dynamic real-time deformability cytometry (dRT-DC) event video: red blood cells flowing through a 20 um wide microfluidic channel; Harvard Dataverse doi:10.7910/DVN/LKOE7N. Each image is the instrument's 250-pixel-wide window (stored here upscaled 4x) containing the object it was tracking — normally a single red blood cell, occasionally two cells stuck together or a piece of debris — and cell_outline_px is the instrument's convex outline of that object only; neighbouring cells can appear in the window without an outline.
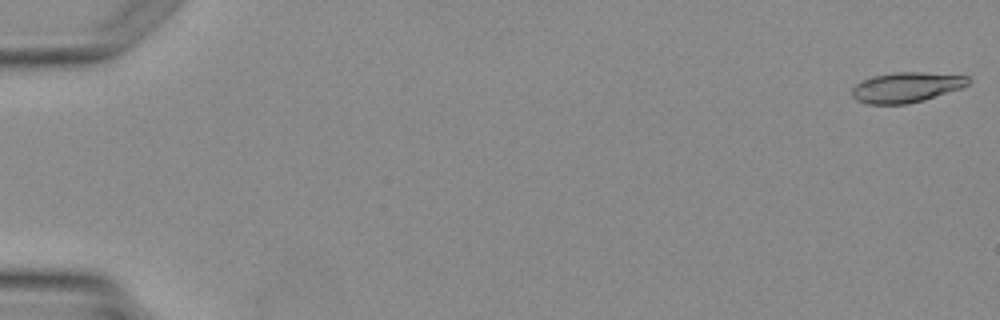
{"species": "Egyptian fruit bat (a non-hibernating species)", "species_latin": "Rousettus aegyptiacus", "temperature_condition": "warm", "stored_images_in_passage": 4, "camera_frame_rate_fps": 3000, "um_per_image_px": 0.085, "animal": {"sex": "female"}, "frame": {"image": 1, "passage_image": 1, "time_ms": 0.0, "image_size_px": [1000, 320], "cell_outline_px": [[972, 80], [968, 84], [960, 88], [924, 100], [908, 104], [868, 104], [856, 100], [852, 96], [852, 88], [856, 84], [872, 76], [896, 72], [924, 72], [968, 76]], "centroid_in_image_um": [77.03, 7.42], "position_along_channel_um": 8.0, "area_um2": 20.4}}